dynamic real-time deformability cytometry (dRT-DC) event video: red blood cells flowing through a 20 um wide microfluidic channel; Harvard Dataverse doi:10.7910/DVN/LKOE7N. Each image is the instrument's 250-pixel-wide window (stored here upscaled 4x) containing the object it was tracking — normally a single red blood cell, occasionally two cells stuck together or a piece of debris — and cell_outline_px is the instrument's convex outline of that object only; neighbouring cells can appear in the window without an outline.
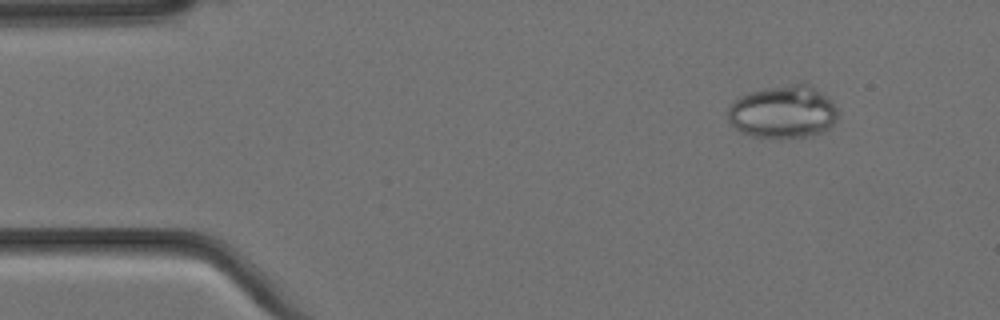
{"species": "Egyptian fruit bat (a non-hibernating species)", "species_latin": "Rousettus aegyptiacus", "temperature_condition": "cold", "stored_images_in_passage": 5, "segment_of_instrument_passage": [1, 2], "camera_frame_rate_fps": 3000, "um_per_image_px": 0.085, "animal": {"sex": "female"}, "frame": {"image": 1, "passage_image": 2, "time_ms": 0.333, "image_size_px": [1000, 320], "cell_outline_px": [[836, 120], [828, 128], [820, 132], [808, 136], [780, 140], [752, 136], [740, 132], [728, 120], [728, 108], [736, 96], [748, 92], [764, 88], [792, 84], [808, 84], [828, 96], [832, 100], [836, 108]], "centroid_in_image_um": [66.51, 9.53], "position_along_channel_um": 18.5, "area_um2": 34.28}}